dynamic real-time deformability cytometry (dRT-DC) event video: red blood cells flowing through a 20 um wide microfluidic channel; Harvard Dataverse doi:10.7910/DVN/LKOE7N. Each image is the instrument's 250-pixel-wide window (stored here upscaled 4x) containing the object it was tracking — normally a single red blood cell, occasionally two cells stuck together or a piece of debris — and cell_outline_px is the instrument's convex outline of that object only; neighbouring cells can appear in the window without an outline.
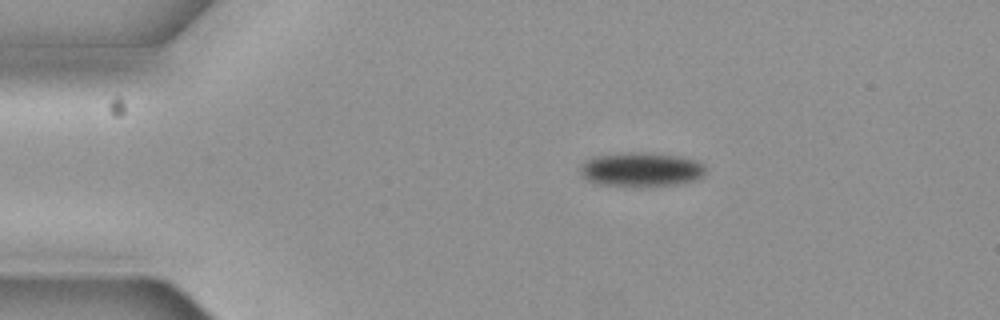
{"species": "common noctule bat (a hibernating species)", "species_latin": "Nyctalus noctula", "temperature_condition": "cold", "stored_images_in_passage": 5, "camera_frame_rate_fps": 3000, "um_per_image_px": 0.085, "animal": {"sex": "female", "body_mass_g": 19.3, "forearm_length_mm": 54.1}, "frame": {"image": 1, "passage_image": 2, "time_ms": 0.333, "image_size_px": [1000, 320], "cell_outline_px": [[704, 176], [696, 180], [676, 184], [592, 184], [580, 172], [580, 164], [584, 160], [592, 156], [636, 152], [644, 152], [680, 156], [696, 160], [704, 164]], "centroid_in_image_um": [54.48, 14.37], "position_along_channel_um": 30.5, "area_um2": 24.45}}
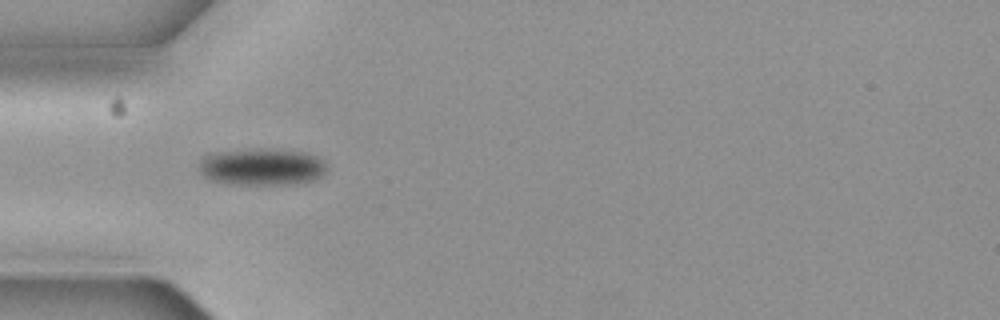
{"frame": {"image": 2, "passage_image": 4, "time_ms": 1.0, "image_size_px": [1000, 320], "cell_outline_px": [[328, 168], [324, 176], [312, 180], [292, 184], [232, 184], [208, 180], [200, 172], [200, 160], [204, 156], [216, 152], [256, 148], [264, 148], [304, 152], [316, 156], [324, 160]], "centroid_in_image_um": [22.28, 14.18], "position_along_channel_um": 62.7, "area_um2": 27.8}}